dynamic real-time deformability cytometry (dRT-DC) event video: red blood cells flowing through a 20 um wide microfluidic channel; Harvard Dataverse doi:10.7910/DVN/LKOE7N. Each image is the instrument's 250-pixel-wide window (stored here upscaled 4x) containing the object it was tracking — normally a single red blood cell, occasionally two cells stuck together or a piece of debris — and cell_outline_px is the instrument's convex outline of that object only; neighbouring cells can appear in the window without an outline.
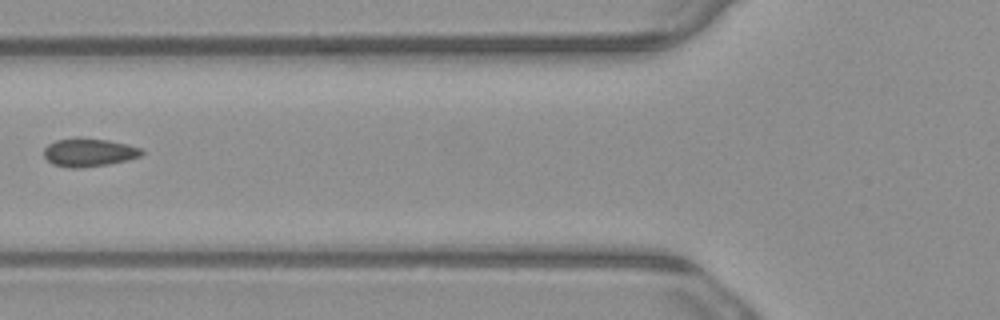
{"species": "common noctule bat (a hibernating species)", "species_latin": "Nyctalus noctula", "temperature_condition": "warm", "stored_images_in_passage": 3, "camera_frame_rate_fps": 3000, "um_per_image_px": 0.085, "animal": {"sex": "male", "body_mass_g": 23.1, "forearm_length_mm": 52.7}, "frame": {"image": 1, "passage_image": 2, "time_ms": 0.333, "image_size_px": [1000, 320], "cell_outline_px": [[144, 152], [140, 156], [128, 160], [108, 164], [80, 168], [68, 168], [52, 164], [44, 156], [44, 148], [48, 144], [56, 140], [76, 136], [80, 136], [108, 140], [128, 144], [144, 148]], "centroid_in_image_um": [7.56, 12.93], "position_along_channel_um": 118.2, "area_um2": 16.53}}
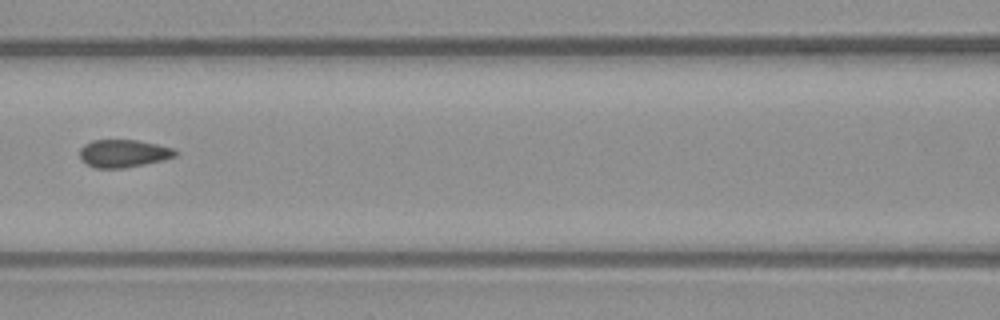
{"frame": {"image": 2, "passage_image": 3, "time_ms": 0.667, "image_size_px": [1000, 320], "cell_outline_px": [[180, 152], [176, 156], [164, 160], [124, 168], [96, 168], [88, 164], [80, 156], [80, 148], [84, 144], [92, 140], [136, 140], [176, 148]], "centroid_in_image_um": [10.55, 13.03], "position_along_channel_um": 156.0, "area_um2": 15.49}}